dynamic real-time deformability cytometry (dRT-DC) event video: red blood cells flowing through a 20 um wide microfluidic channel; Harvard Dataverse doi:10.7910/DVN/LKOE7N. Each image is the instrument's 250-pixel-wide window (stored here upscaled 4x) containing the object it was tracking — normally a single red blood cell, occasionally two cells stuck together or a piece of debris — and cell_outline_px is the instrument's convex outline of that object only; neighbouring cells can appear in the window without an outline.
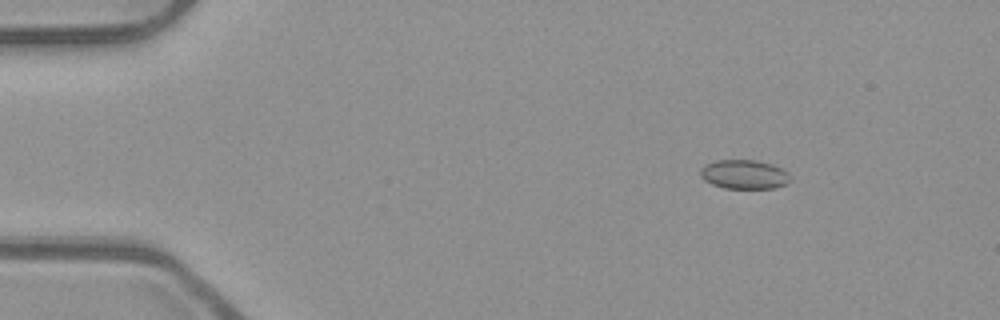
{"species": "common noctule bat (a hibernating species)", "species_latin": "Nyctalus noctula", "temperature_condition": "room temperature", "stored_images_in_passage": 52, "camera_frame_rate_fps": 3000, "um_per_image_px": 0.085, "animal": {"sex": "male", "body_mass_g": 23.1, "forearm_length_mm": 52.7}, "frame": {"image": 1, "passage_image": 7, "time_ms": 2.0, "image_size_px": [1000, 320], "cell_outline_px": [[788, 184], [776, 188], [724, 188], [712, 184], [704, 180], [700, 176], [700, 168], [704, 164], [716, 160], [756, 160], [772, 164], [788, 172]], "centroid_in_image_um": [63.22, 14.82], "position_along_channel_um": 21.8, "area_um2": 15.32}}
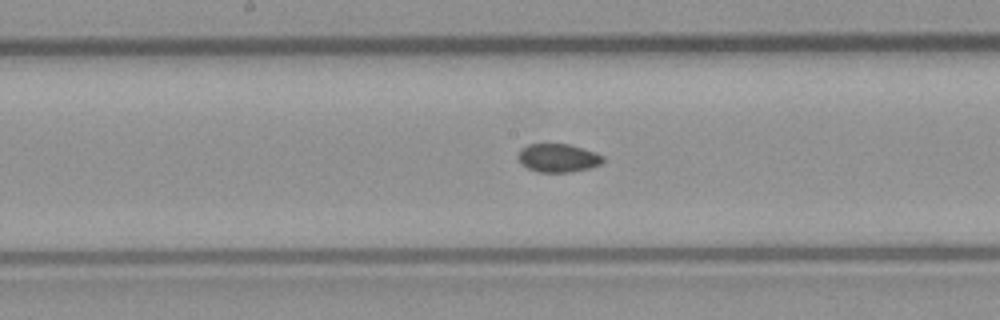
{"frame": {"image": 2, "passage_image": 27, "time_ms": 8.667, "image_size_px": [1000, 320], "cell_outline_px": [[604, 160], [600, 164], [592, 168], [568, 172], [540, 172], [528, 168], [520, 164], [516, 156], [520, 148], [528, 144], [568, 144], [596, 152], [604, 156]], "centroid_in_image_um": [47.41, 13.42], "position_along_channel_um": 200.8, "area_um2": 14.22}}
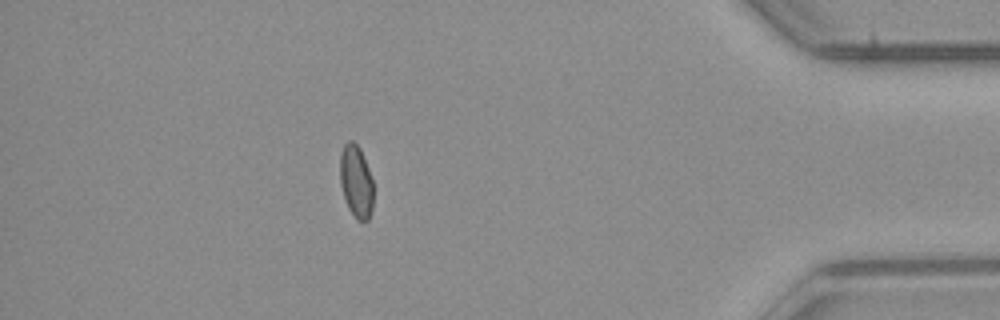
{"frame": {"image": 3, "passage_image": 46, "time_ms": 15.0, "image_size_px": [1000, 320], "cell_outline_px": [[372, 208], [368, 220], [360, 220], [348, 208], [340, 184], [340, 152], [344, 144], [348, 140], [352, 140], [360, 148], [368, 168], [372, 180]], "centroid_in_image_um": [30.25, 15.36], "position_along_channel_um": 405.0, "area_um2": 13.87}, "authors_computed_cell_mechanics": {"area_um2": 14.5656, "velocity_mm_per_s": 3.9779, "shape_relaxation_time_tau1_ms": null, "shape_relaxation_time_tau2_ms": 5.0028, "deformation_change_tau1": null, "deformation_change_tau2": 0.0715}}